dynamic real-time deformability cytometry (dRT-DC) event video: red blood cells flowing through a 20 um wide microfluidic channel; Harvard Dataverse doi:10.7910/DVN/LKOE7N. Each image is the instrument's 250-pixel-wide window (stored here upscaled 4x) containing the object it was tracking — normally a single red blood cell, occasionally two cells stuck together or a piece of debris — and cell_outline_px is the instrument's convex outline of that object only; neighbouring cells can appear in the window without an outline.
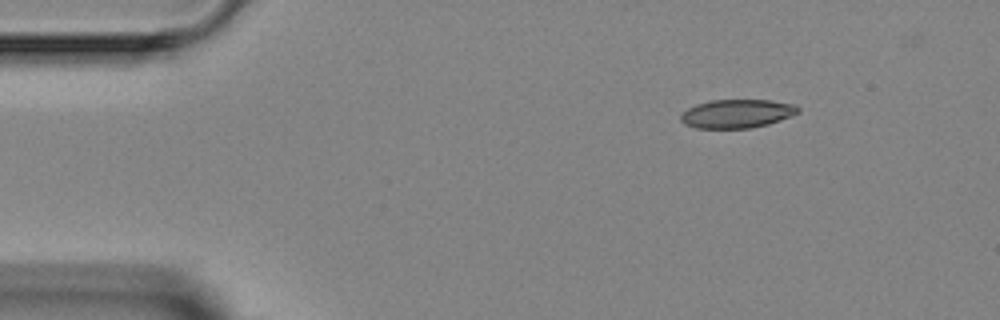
{"species": "Egyptian fruit bat (a non-hibernating species)", "species_latin": "Rousettus aegyptiacus", "temperature_condition": "room temperature", "stored_images_in_passage": 4, "camera_frame_rate_fps": 3000, "um_per_image_px": 0.085, "animal": {"sex": "female"}, "frame": {"image": 1, "passage_image": 4, "time_ms": 3.667, "image_size_px": [1000, 320], "cell_outline_px": [[800, 112], [780, 120], [768, 124], [752, 128], [696, 128], [684, 124], [680, 120], [680, 116], [688, 108], [696, 104], [712, 100], [768, 100], [796, 104], [800, 108]], "centroid_in_image_um": [62.65, 9.66], "position_along_channel_um": 22.3, "area_um2": 19.59}}